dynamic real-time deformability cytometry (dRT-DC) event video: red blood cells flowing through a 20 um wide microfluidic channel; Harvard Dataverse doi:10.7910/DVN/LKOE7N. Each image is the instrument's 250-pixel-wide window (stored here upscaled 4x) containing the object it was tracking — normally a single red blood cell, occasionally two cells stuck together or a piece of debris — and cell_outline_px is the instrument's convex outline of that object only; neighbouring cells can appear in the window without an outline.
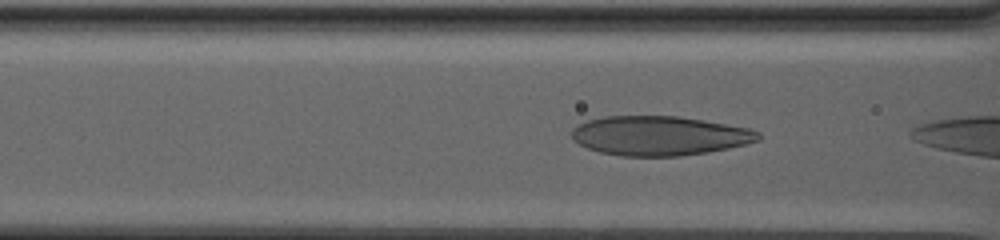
{"species": "human", "species_latin": "Homo sapiens", "temperature_condition": "warm", "stored_images_in_passage": 33, "camera_frame_rate_fps": 3000, "um_per_image_px": 0.085, "donor": {"sex": "male"}, "frame": {"image": 1, "passage_image": 29, "time_ms": 9.333, "image_size_px": [1000, 240], "cell_outline_px": [[760, 140], [728, 148], [708, 152], [680, 156], [620, 156], [600, 152], [588, 148], [572, 140], [572, 128], [588, 120], [604, 116], [676, 116], [748, 128], [760, 132]], "centroid_in_image_um": [56.02, 11.54], "position_along_channel_um": 110.6, "area_um2": 42.6}}